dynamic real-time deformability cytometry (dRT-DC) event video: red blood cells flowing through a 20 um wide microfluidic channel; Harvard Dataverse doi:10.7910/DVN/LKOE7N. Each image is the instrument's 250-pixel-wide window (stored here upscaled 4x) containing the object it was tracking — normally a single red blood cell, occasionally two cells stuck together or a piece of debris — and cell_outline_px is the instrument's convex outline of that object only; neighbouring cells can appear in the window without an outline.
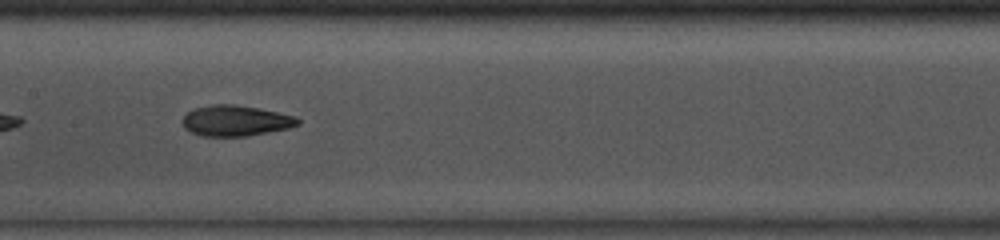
{"species": "common noctule bat (a hibernating species)", "species_latin": "Nyctalus noctula", "temperature_condition": "room temperature", "stored_images_in_passage": 36, "camera_frame_rate_fps": 3000, "um_per_image_px": 0.085, "animal": {"sex": "male", "body_mass_g": 13.0, "forearm_length_mm": 53.1}, "frame": {"image": 1, "passage_image": 11, "time_ms": 3.333, "image_size_px": [1000, 240], "cell_outline_px": [[300, 124], [288, 128], [248, 136], [204, 136], [192, 132], [184, 128], [184, 116], [192, 108], [212, 104], [232, 104], [260, 108], [296, 116], [300, 120]], "centroid_in_image_um": [20.05, 10.25], "position_along_channel_um": 187.3, "area_um2": 20.63}, "authors_computed_cell_mechanics": {"area_um2": 20.519, "velocity_mm_per_s": 4.132, "shape_relaxation_time_tau1_ms": 6.4798, "shape_relaxation_time_tau2_ms": 2.2771, "deformation_change_tau1": 0.1731, "deformation_change_tau2": 0.1002}}